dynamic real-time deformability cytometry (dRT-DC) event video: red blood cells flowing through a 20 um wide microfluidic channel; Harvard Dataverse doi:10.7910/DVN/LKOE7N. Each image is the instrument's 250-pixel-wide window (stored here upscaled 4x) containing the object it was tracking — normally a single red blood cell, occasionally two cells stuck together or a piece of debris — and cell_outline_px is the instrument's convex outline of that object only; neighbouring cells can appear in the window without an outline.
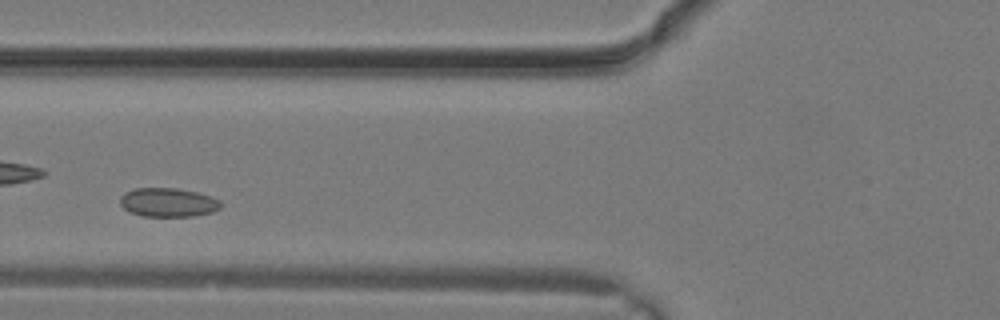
{"species": "common noctule bat (a hibernating species)", "species_latin": "Nyctalus noctula", "temperature_condition": "warm", "stored_images_in_passage": 22, "camera_frame_rate_fps": 3000, "um_per_image_px": 0.085, "animal": {"sex": "male", "body_mass_g": 19.2, "forearm_length_mm": 51.8}, "frame": {"image": 1, "passage_image": 4, "time_ms": 1.0, "image_size_px": [1000, 320], "cell_outline_px": [[220, 208], [212, 212], [192, 216], [144, 216], [128, 212], [120, 204], [120, 196], [124, 192], [136, 188], [176, 188], [196, 192], [220, 200]], "centroid_in_image_um": [14.24, 17.2], "position_along_channel_um": 111.6, "area_um2": 16.88}}
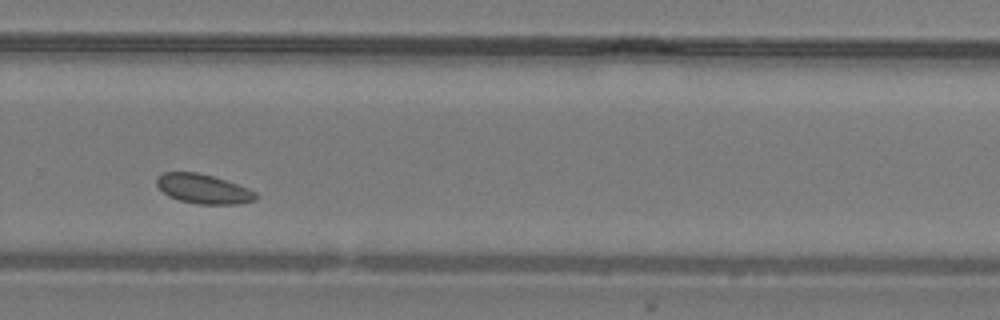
{"frame": {"image": 2, "passage_image": 13, "time_ms": 4.0, "image_size_px": [1000, 320], "cell_outline_px": [[260, 196], [256, 200], [236, 204], [200, 204], [180, 200], [168, 196], [156, 184], [156, 180], [164, 172], [196, 172], [212, 176], [248, 188], [256, 192]], "centroid_in_image_um": [17.32, 16.06], "position_along_channel_um": 312.5, "area_um2": 16.82}}